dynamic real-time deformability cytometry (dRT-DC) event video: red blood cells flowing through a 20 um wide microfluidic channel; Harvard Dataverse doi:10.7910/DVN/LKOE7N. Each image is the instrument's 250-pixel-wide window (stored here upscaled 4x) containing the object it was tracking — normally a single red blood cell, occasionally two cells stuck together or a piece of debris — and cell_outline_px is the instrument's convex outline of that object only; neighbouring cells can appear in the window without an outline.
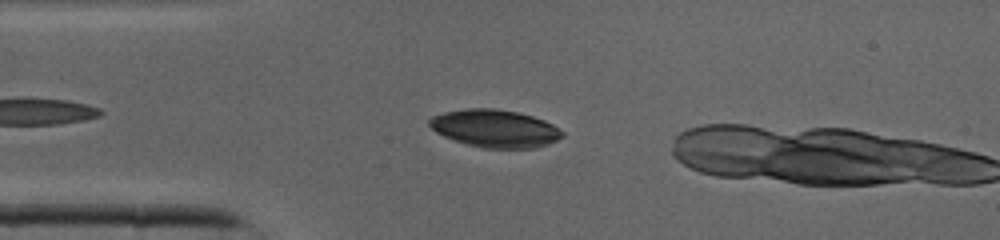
{"species": "common noctule bat (a hibernating species)", "species_latin": "Nyctalus noctula", "temperature_condition": "cold", "stored_images_in_passage": 7, "camera_frame_rate_fps": 3000, "um_per_image_px": 0.085, "animal": {"sex": "male", "body_mass_g": 19.0, "forearm_length_mm": 50.8}, "frame": {"image": 1, "passage_image": 5, "time_ms": 1.333, "image_size_px": [1000, 240], "cell_outline_px": [[564, 136], [548, 144], [532, 148], [480, 148], [444, 136], [436, 132], [428, 124], [428, 120], [432, 116], [444, 112], [468, 108], [492, 108], [516, 112], [532, 116], [544, 120], [552, 124], [564, 132]], "centroid_in_image_um": [42.07, 10.92], "position_along_channel_um": 42.9, "area_um2": 29.02}}